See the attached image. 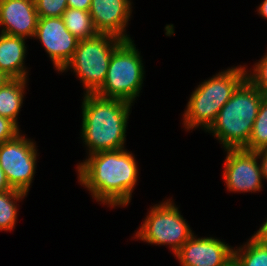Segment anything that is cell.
<instances>
[{
  "mask_svg": "<svg viewBox=\"0 0 267 266\" xmlns=\"http://www.w3.org/2000/svg\"><path fill=\"white\" fill-rule=\"evenodd\" d=\"M38 19L34 0H0V33L33 38Z\"/></svg>",
  "mask_w": 267,
  "mask_h": 266,
  "instance_id": "4fadbf2b",
  "label": "cell"
},
{
  "mask_svg": "<svg viewBox=\"0 0 267 266\" xmlns=\"http://www.w3.org/2000/svg\"><path fill=\"white\" fill-rule=\"evenodd\" d=\"M11 189H13V188L10 186V184L6 178V175L0 166V193L5 192V191H9Z\"/></svg>",
  "mask_w": 267,
  "mask_h": 266,
  "instance_id": "d4e9b609",
  "label": "cell"
},
{
  "mask_svg": "<svg viewBox=\"0 0 267 266\" xmlns=\"http://www.w3.org/2000/svg\"><path fill=\"white\" fill-rule=\"evenodd\" d=\"M11 78H9L5 73L0 71V88L10 80Z\"/></svg>",
  "mask_w": 267,
  "mask_h": 266,
  "instance_id": "83f0119b",
  "label": "cell"
},
{
  "mask_svg": "<svg viewBox=\"0 0 267 266\" xmlns=\"http://www.w3.org/2000/svg\"><path fill=\"white\" fill-rule=\"evenodd\" d=\"M256 236L260 241L267 243V218L265 222L260 226L259 230L253 234Z\"/></svg>",
  "mask_w": 267,
  "mask_h": 266,
  "instance_id": "484cf974",
  "label": "cell"
},
{
  "mask_svg": "<svg viewBox=\"0 0 267 266\" xmlns=\"http://www.w3.org/2000/svg\"><path fill=\"white\" fill-rule=\"evenodd\" d=\"M246 78L264 95H267V52L253 65L252 71L246 70Z\"/></svg>",
  "mask_w": 267,
  "mask_h": 266,
  "instance_id": "ffe728a7",
  "label": "cell"
},
{
  "mask_svg": "<svg viewBox=\"0 0 267 266\" xmlns=\"http://www.w3.org/2000/svg\"><path fill=\"white\" fill-rule=\"evenodd\" d=\"M265 96L246 78L221 108L206 132L212 133L224 149L244 148Z\"/></svg>",
  "mask_w": 267,
  "mask_h": 266,
  "instance_id": "3957f363",
  "label": "cell"
},
{
  "mask_svg": "<svg viewBox=\"0 0 267 266\" xmlns=\"http://www.w3.org/2000/svg\"><path fill=\"white\" fill-rule=\"evenodd\" d=\"M131 0H91L89 13L93 25L100 34L114 35L131 40L126 27L132 15Z\"/></svg>",
  "mask_w": 267,
  "mask_h": 266,
  "instance_id": "7c38bea8",
  "label": "cell"
},
{
  "mask_svg": "<svg viewBox=\"0 0 267 266\" xmlns=\"http://www.w3.org/2000/svg\"><path fill=\"white\" fill-rule=\"evenodd\" d=\"M28 79H10L0 88V116L9 118L18 127V115L23 105Z\"/></svg>",
  "mask_w": 267,
  "mask_h": 266,
  "instance_id": "9a60e30c",
  "label": "cell"
},
{
  "mask_svg": "<svg viewBox=\"0 0 267 266\" xmlns=\"http://www.w3.org/2000/svg\"><path fill=\"white\" fill-rule=\"evenodd\" d=\"M62 19L69 32L79 40L98 34L89 11L68 7L62 14Z\"/></svg>",
  "mask_w": 267,
  "mask_h": 266,
  "instance_id": "e0dca14e",
  "label": "cell"
},
{
  "mask_svg": "<svg viewBox=\"0 0 267 266\" xmlns=\"http://www.w3.org/2000/svg\"><path fill=\"white\" fill-rule=\"evenodd\" d=\"M39 18L62 17L68 8L67 0H34Z\"/></svg>",
  "mask_w": 267,
  "mask_h": 266,
  "instance_id": "44dd1931",
  "label": "cell"
},
{
  "mask_svg": "<svg viewBox=\"0 0 267 266\" xmlns=\"http://www.w3.org/2000/svg\"><path fill=\"white\" fill-rule=\"evenodd\" d=\"M26 38L0 33V71L11 79H27Z\"/></svg>",
  "mask_w": 267,
  "mask_h": 266,
  "instance_id": "5bb4252c",
  "label": "cell"
},
{
  "mask_svg": "<svg viewBox=\"0 0 267 266\" xmlns=\"http://www.w3.org/2000/svg\"><path fill=\"white\" fill-rule=\"evenodd\" d=\"M233 249L217 238L193 234L174 256L181 266H227L233 261Z\"/></svg>",
  "mask_w": 267,
  "mask_h": 266,
  "instance_id": "8fae6325",
  "label": "cell"
},
{
  "mask_svg": "<svg viewBox=\"0 0 267 266\" xmlns=\"http://www.w3.org/2000/svg\"><path fill=\"white\" fill-rule=\"evenodd\" d=\"M144 72L134 40H123L112 53L105 81L95 93L133 104L142 89Z\"/></svg>",
  "mask_w": 267,
  "mask_h": 266,
  "instance_id": "5b68a950",
  "label": "cell"
},
{
  "mask_svg": "<svg viewBox=\"0 0 267 266\" xmlns=\"http://www.w3.org/2000/svg\"><path fill=\"white\" fill-rule=\"evenodd\" d=\"M265 148H267V95L262 99L248 144L243 149L256 152Z\"/></svg>",
  "mask_w": 267,
  "mask_h": 266,
  "instance_id": "d6986e66",
  "label": "cell"
},
{
  "mask_svg": "<svg viewBox=\"0 0 267 266\" xmlns=\"http://www.w3.org/2000/svg\"><path fill=\"white\" fill-rule=\"evenodd\" d=\"M87 156L76 167L80 185L96 202L110 208L128 206L139 174L135 155L124 148Z\"/></svg>",
  "mask_w": 267,
  "mask_h": 266,
  "instance_id": "6da1fadb",
  "label": "cell"
},
{
  "mask_svg": "<svg viewBox=\"0 0 267 266\" xmlns=\"http://www.w3.org/2000/svg\"><path fill=\"white\" fill-rule=\"evenodd\" d=\"M69 8L80 9L84 11L90 10L91 0H67Z\"/></svg>",
  "mask_w": 267,
  "mask_h": 266,
  "instance_id": "603a6c76",
  "label": "cell"
},
{
  "mask_svg": "<svg viewBox=\"0 0 267 266\" xmlns=\"http://www.w3.org/2000/svg\"><path fill=\"white\" fill-rule=\"evenodd\" d=\"M37 151L36 142L21 132L0 144V166L13 189L27 194L30 191L37 167Z\"/></svg>",
  "mask_w": 267,
  "mask_h": 266,
  "instance_id": "ba28073f",
  "label": "cell"
},
{
  "mask_svg": "<svg viewBox=\"0 0 267 266\" xmlns=\"http://www.w3.org/2000/svg\"><path fill=\"white\" fill-rule=\"evenodd\" d=\"M257 11L262 18L267 20V0L262 1L258 6Z\"/></svg>",
  "mask_w": 267,
  "mask_h": 266,
  "instance_id": "4316f807",
  "label": "cell"
},
{
  "mask_svg": "<svg viewBox=\"0 0 267 266\" xmlns=\"http://www.w3.org/2000/svg\"><path fill=\"white\" fill-rule=\"evenodd\" d=\"M122 41L114 35L100 33L79 40L75 53L59 73L72 68L85 94L95 93L103 85L112 53Z\"/></svg>",
  "mask_w": 267,
  "mask_h": 266,
  "instance_id": "8992f818",
  "label": "cell"
},
{
  "mask_svg": "<svg viewBox=\"0 0 267 266\" xmlns=\"http://www.w3.org/2000/svg\"><path fill=\"white\" fill-rule=\"evenodd\" d=\"M172 199L151 207L134 238L149 244L166 245L174 255L194 234Z\"/></svg>",
  "mask_w": 267,
  "mask_h": 266,
  "instance_id": "52a82bcc",
  "label": "cell"
},
{
  "mask_svg": "<svg viewBox=\"0 0 267 266\" xmlns=\"http://www.w3.org/2000/svg\"><path fill=\"white\" fill-rule=\"evenodd\" d=\"M33 38L42 43L58 72L71 59L79 42L66 28L62 17L39 18Z\"/></svg>",
  "mask_w": 267,
  "mask_h": 266,
  "instance_id": "30bf717a",
  "label": "cell"
},
{
  "mask_svg": "<svg viewBox=\"0 0 267 266\" xmlns=\"http://www.w3.org/2000/svg\"><path fill=\"white\" fill-rule=\"evenodd\" d=\"M260 159L263 179L267 180V148L256 151Z\"/></svg>",
  "mask_w": 267,
  "mask_h": 266,
  "instance_id": "cb8c5ba5",
  "label": "cell"
},
{
  "mask_svg": "<svg viewBox=\"0 0 267 266\" xmlns=\"http://www.w3.org/2000/svg\"><path fill=\"white\" fill-rule=\"evenodd\" d=\"M245 79V65H240L227 68L200 83L189 97L183 114V128L188 131L199 127L206 131Z\"/></svg>",
  "mask_w": 267,
  "mask_h": 266,
  "instance_id": "277c9868",
  "label": "cell"
},
{
  "mask_svg": "<svg viewBox=\"0 0 267 266\" xmlns=\"http://www.w3.org/2000/svg\"><path fill=\"white\" fill-rule=\"evenodd\" d=\"M83 97L80 136L88 155L124 149L133 104L96 93H84Z\"/></svg>",
  "mask_w": 267,
  "mask_h": 266,
  "instance_id": "7a4b0ae2",
  "label": "cell"
},
{
  "mask_svg": "<svg viewBox=\"0 0 267 266\" xmlns=\"http://www.w3.org/2000/svg\"><path fill=\"white\" fill-rule=\"evenodd\" d=\"M28 194L11 189L0 193V231H11L17 223L18 206L17 202L24 199Z\"/></svg>",
  "mask_w": 267,
  "mask_h": 266,
  "instance_id": "ac0fdd59",
  "label": "cell"
},
{
  "mask_svg": "<svg viewBox=\"0 0 267 266\" xmlns=\"http://www.w3.org/2000/svg\"><path fill=\"white\" fill-rule=\"evenodd\" d=\"M227 266H237L234 261H232L231 263H229Z\"/></svg>",
  "mask_w": 267,
  "mask_h": 266,
  "instance_id": "f1b7e54d",
  "label": "cell"
},
{
  "mask_svg": "<svg viewBox=\"0 0 267 266\" xmlns=\"http://www.w3.org/2000/svg\"><path fill=\"white\" fill-rule=\"evenodd\" d=\"M223 178L230 192L262 191L263 175L261 164L255 151L241 149H225ZM259 162V163H258Z\"/></svg>",
  "mask_w": 267,
  "mask_h": 266,
  "instance_id": "9c48e42d",
  "label": "cell"
},
{
  "mask_svg": "<svg viewBox=\"0 0 267 266\" xmlns=\"http://www.w3.org/2000/svg\"><path fill=\"white\" fill-rule=\"evenodd\" d=\"M20 131V128L13 121L0 116V144L13 139Z\"/></svg>",
  "mask_w": 267,
  "mask_h": 266,
  "instance_id": "7402d4cb",
  "label": "cell"
},
{
  "mask_svg": "<svg viewBox=\"0 0 267 266\" xmlns=\"http://www.w3.org/2000/svg\"><path fill=\"white\" fill-rule=\"evenodd\" d=\"M233 261L237 266H267V243L252 235L244 245L233 249Z\"/></svg>",
  "mask_w": 267,
  "mask_h": 266,
  "instance_id": "2e32d148",
  "label": "cell"
}]
</instances>
